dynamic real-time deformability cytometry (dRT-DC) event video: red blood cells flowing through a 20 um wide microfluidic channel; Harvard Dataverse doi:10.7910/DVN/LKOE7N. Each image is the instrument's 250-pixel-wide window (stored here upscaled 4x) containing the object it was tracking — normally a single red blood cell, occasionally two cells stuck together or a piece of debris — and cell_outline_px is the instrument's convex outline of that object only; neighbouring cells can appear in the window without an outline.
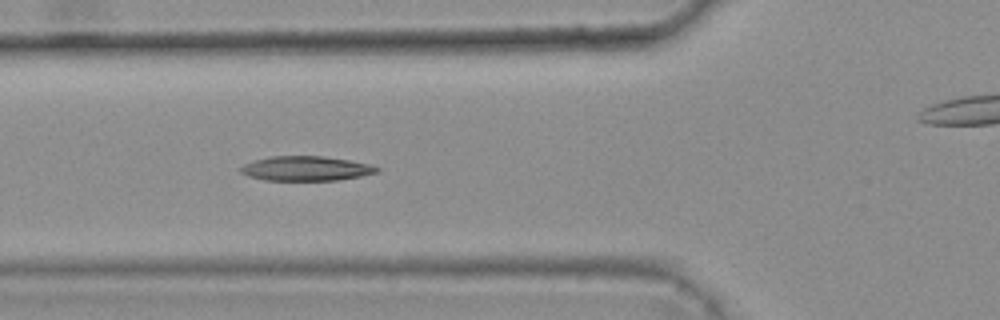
{"species": "common noctule bat (a hibernating species)", "species_latin": "Nyctalus noctula", "temperature_condition": "warm", "stored_images_in_passage": 4, "segment_of_instrument_passage": [1, 2], "camera_frame_rate_fps": 3000, "um_per_image_px": 0.085, "animal": {"sex": "female", "body_mass_g": 25.1}, "frame": {"image": 1, "passage_image": 3, "time_ms": 0.667, "image_size_px": [1000, 320], "cell_outline_px": [[380, 172], [360, 176], [336, 180], [264, 180], [248, 176], [240, 172], [240, 168], [244, 164], [268, 156], [324, 156], [348, 160], [368, 164], [380, 168]], "centroid_in_image_um": [26.0, 14.32], "position_along_channel_um": 99.8, "area_um2": 19.42}}